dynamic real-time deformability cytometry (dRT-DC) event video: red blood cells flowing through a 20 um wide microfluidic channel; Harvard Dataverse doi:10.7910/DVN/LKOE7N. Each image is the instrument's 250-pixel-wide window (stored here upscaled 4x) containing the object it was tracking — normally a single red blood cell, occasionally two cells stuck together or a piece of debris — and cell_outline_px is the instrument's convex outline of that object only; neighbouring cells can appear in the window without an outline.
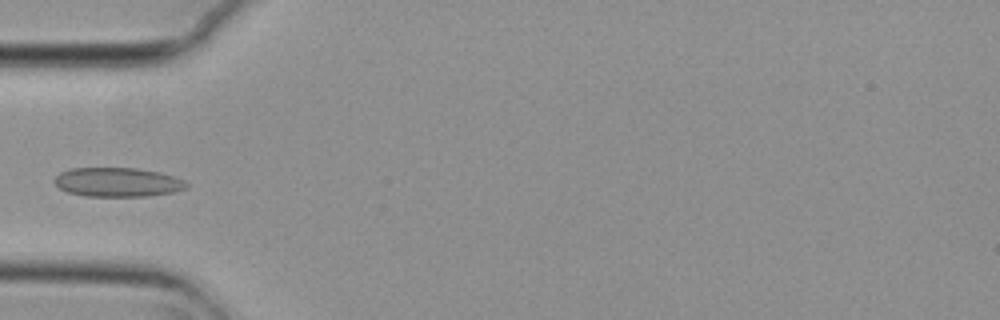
{"species": "common noctule bat (a hibernating species)", "species_latin": "Nyctalus noctula", "temperature_condition": "cold", "stored_images_in_passage": 5, "camera_frame_rate_fps": 3000, "um_per_image_px": 0.085, "animal": {"sex": "female", "body_mass_g": 29.2, "forearm_length_mm": 56.3}, "frame": {"image": 1, "passage_image": 5, "time_ms": 1.333, "image_size_px": [1000, 320], "cell_outline_px": [[188, 188], [172, 192], [148, 196], [84, 196], [68, 192], [60, 188], [52, 180], [60, 172], [72, 168], [136, 168], [160, 172], [176, 176], [184, 180], [188, 184]], "centroid_in_image_um": [10.01, 15.48], "position_along_channel_um": 75.0, "area_um2": 22.54}}